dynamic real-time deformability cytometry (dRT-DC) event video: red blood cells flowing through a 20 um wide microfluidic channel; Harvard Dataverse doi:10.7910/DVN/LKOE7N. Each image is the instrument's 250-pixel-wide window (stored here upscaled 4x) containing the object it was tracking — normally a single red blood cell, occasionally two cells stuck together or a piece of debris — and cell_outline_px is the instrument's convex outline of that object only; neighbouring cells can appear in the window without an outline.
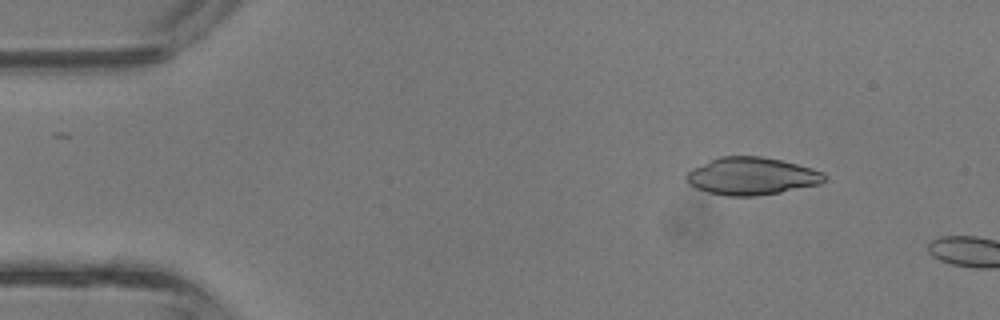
{"species": "common noctule bat (a hibernating species)", "species_latin": "Nyctalus noctula", "temperature_condition": "room temperature", "stored_images_in_passage": 2, "camera_frame_rate_fps": 3000, "um_per_image_px": 0.085, "animal": {"sex": "male", "body_mass_g": 13.3}, "frame": {"image": 1, "passage_image": 1, "time_ms": 0.0, "image_size_px": [1000, 320], "cell_outline_px": [[824, 180], [820, 184], [780, 192], [752, 196], [728, 196], [708, 192], [696, 188], [688, 184], [684, 176], [692, 168], [720, 156], [760, 156], [780, 160], [812, 168], [824, 172]], "centroid_in_image_um": [63.85, 14.97], "position_along_channel_um": 21.1, "area_um2": 30.0}}